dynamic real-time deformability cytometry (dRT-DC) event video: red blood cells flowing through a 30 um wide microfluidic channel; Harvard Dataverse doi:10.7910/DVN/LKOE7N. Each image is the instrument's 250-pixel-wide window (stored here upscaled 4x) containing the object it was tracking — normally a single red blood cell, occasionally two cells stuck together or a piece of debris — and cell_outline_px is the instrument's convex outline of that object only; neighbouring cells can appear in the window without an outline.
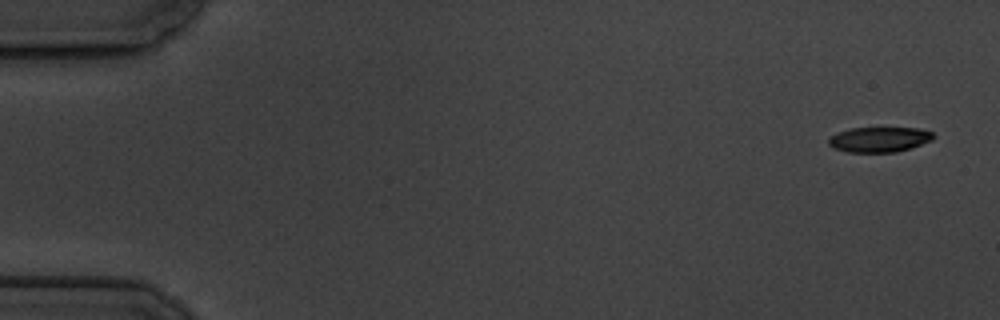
{"species": "common noctule bat (a hibernating species)", "species_latin": "Nyctalus noctula", "temperature_condition": "cold", "stored_images_in_passage": 10, "camera_frame_rate_fps": 3000, "um_per_image_px": 0.085, "animal": {"sex": "male", "body_mass_g": 19.5, "forearm_length_mm": 54.6}, "frame": {"image": 1, "passage_image": 1, "time_ms": 0.0, "image_size_px": [1000, 320], "cell_outline_px": [[936, 136], [932, 140], [912, 148], [896, 152], [848, 152], [832, 148], [828, 144], [828, 136], [852, 128], [920, 128], [932, 132]], "centroid_in_image_um": [74.75, 11.86], "position_along_channel_um": 10.3, "area_um2": 15.49}}
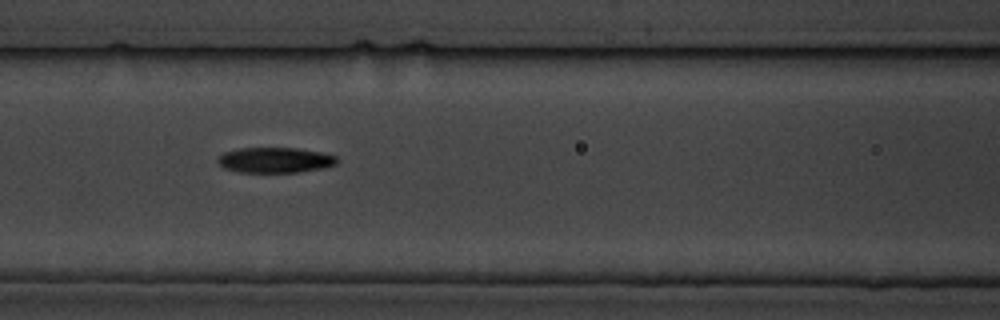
{"frame": {"image": 2, "passage_image": 7, "time_ms": 7.667, "image_size_px": [1000, 320], "cell_outline_px": [[340, 160], [336, 164], [324, 168], [296, 172], [240, 172], [224, 168], [216, 160], [216, 156], [224, 152], [236, 148], [296, 148], [320, 152], [336, 156]], "centroid_in_image_um": [23.36, 13.6], "position_along_channel_um": 143.2, "area_um2": 17.74}}
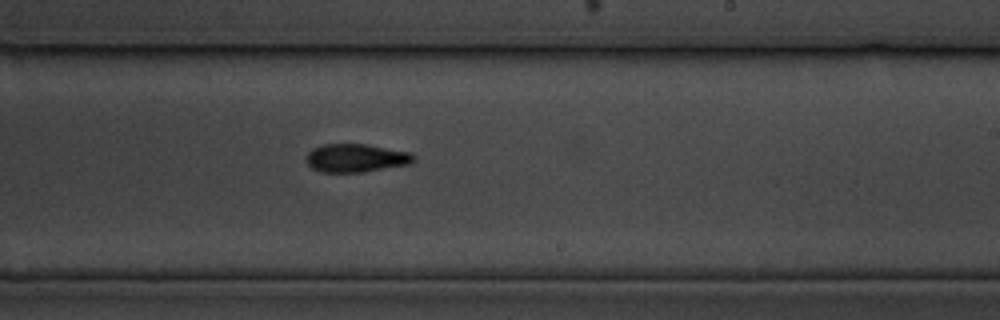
{"frame": {"image": 3, "passage_image": 10, "time_ms": 11.0, "image_size_px": [1000, 320], "cell_outline_px": [[416, 160], [412, 164], [364, 172], [324, 172], [312, 168], [304, 160], [308, 152], [312, 148], [324, 144], [368, 144], [412, 152], [416, 156]], "centroid_in_image_um": [30.31, 13.42], "position_along_channel_um": 258.7, "area_um2": 18.09}}